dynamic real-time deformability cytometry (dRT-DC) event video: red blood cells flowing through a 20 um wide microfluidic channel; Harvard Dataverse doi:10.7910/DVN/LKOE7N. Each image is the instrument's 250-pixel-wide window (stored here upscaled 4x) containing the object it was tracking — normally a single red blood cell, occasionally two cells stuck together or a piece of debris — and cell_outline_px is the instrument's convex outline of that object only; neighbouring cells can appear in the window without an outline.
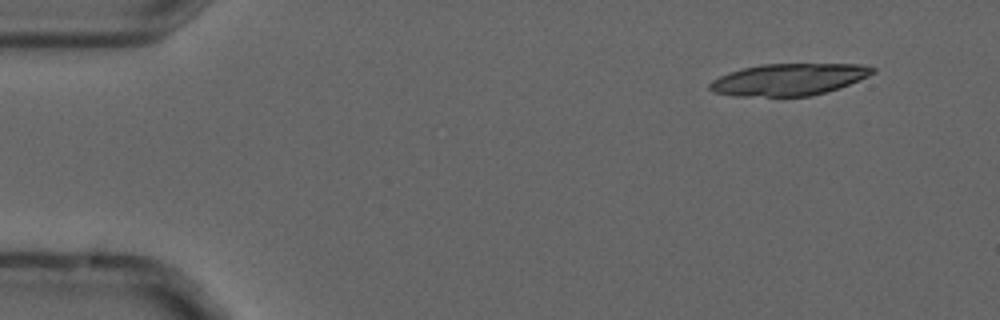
{"species": "common noctule bat (a hibernating species)", "species_latin": "Nyctalus noctula", "temperature_condition": "cold", "stored_images_in_passage": 4, "camera_frame_rate_fps": 3000, "um_per_image_px": 0.085, "animal": {"sex": "male", "forearm_length_mm": 52.5}, "frame": {"image": 1, "passage_image": 1, "time_ms": 0.0, "image_size_px": [1000, 320], "cell_outline_px": [[876, 72], [868, 76], [840, 88], [812, 96], [736, 96], [712, 92], [708, 88], [708, 84], [712, 80], [728, 72], [760, 64], [860, 64], [876, 68]], "centroid_in_image_um": [67.04, 6.76], "position_along_channel_um": 18.0, "area_um2": 30.35}}